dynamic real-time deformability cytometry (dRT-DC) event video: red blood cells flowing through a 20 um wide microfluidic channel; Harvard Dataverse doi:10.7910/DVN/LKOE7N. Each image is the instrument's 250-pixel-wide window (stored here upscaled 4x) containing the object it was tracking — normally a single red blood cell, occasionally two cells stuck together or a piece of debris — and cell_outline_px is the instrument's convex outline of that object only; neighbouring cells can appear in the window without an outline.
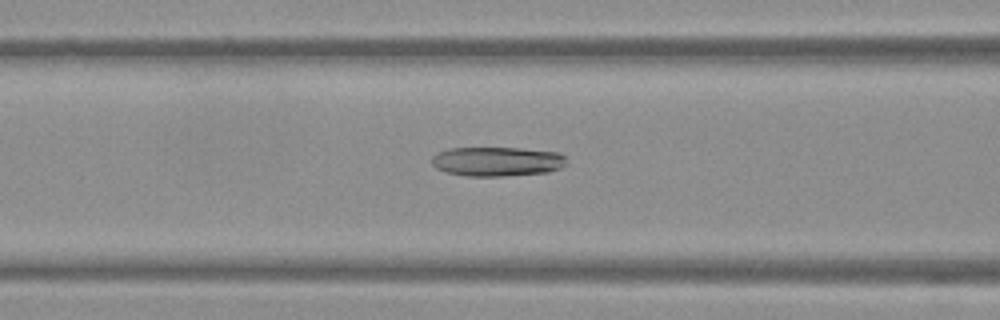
{"species": "Egyptian fruit bat (a non-hibernating species)", "species_latin": "Rousettus aegyptiacus", "temperature_condition": "warm", "stored_images_in_passage": 53, "camera_frame_rate_fps": 3000, "um_per_image_px": 0.085, "frame": {"image": 1, "passage_image": 22, "time_ms": 7.0, "image_size_px": [1000, 320], "cell_outline_px": [[568, 164], [560, 168], [548, 172], [504, 176], [464, 176], [448, 172], [436, 168], [432, 164], [432, 156], [436, 152], [448, 148], [520, 148], [560, 152], [568, 156]], "centroid_in_image_um": [42.31, 13.72], "position_along_channel_um": 124.3, "area_um2": 23.47}}
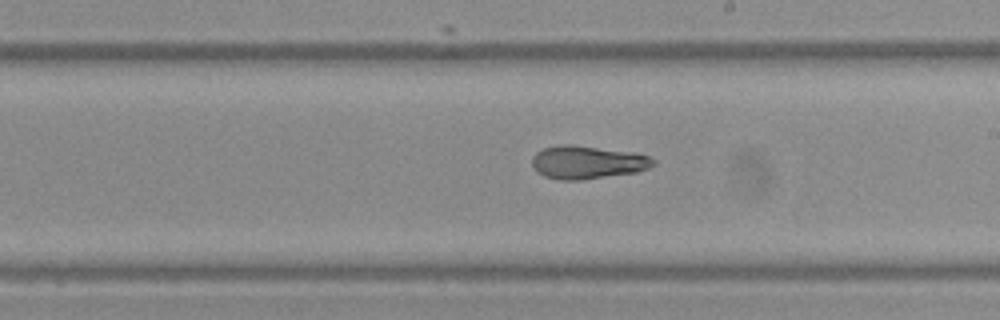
{"frame": {"image": 2, "passage_image": 31, "time_ms": 10.0, "image_size_px": [1000, 320], "cell_outline_px": [[656, 164], [648, 168], [636, 172], [580, 180], [560, 180], [544, 176], [536, 172], [532, 164], [532, 156], [536, 152], [544, 148], [560, 144], [572, 144], [636, 152], [648, 156], [656, 160]], "centroid_in_image_um": [49.92, 13.78], "position_along_channel_um": 239.1, "area_um2": 23.64}}
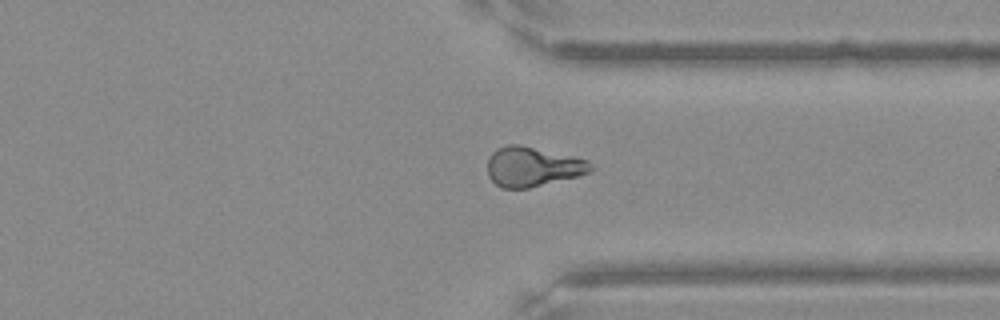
{"frame": {"image": 3, "passage_image": 41, "time_ms": 13.333, "image_size_px": [1000, 320], "cell_outline_px": [[596, 168], [592, 172], [528, 188], [500, 188], [488, 176], [488, 160], [492, 152], [496, 148], [508, 144], [520, 144], [572, 156], [588, 160]], "centroid_in_image_um": [45.28, 14.16], "position_along_channel_um": 366.1, "area_um2": 23.87}, "authors_computed_cell_mechanics": {"area_um2": 23.987, "velocity_mm_per_s": 3.8245, "shape_relaxation_time_tau1_ms": null, "shape_relaxation_time_tau2_ms": 5.6755, "deformation_change_tau1": null, "deformation_change_tau2": 0.1325}}